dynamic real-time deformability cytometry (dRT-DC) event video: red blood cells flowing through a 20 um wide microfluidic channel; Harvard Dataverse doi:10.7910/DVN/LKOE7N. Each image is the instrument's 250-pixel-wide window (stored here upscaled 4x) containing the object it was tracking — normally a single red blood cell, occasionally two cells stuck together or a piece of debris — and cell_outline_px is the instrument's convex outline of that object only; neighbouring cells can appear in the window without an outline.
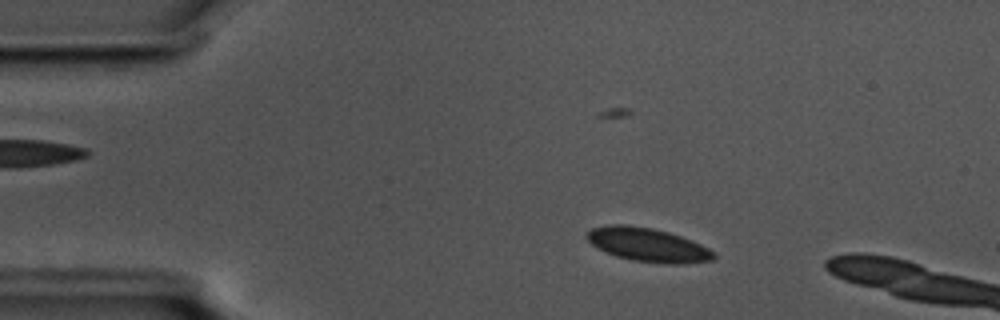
{"species": "common noctule bat (a hibernating species)", "species_latin": "Nyctalus noctula", "temperature_condition": "cold", "stored_images_in_passage": 14, "camera_frame_rate_fps": 3000, "um_per_image_px": 0.085, "animal": {"sex": "male", "body_mass_g": 17.5, "forearm_length_mm": 52.3}, "frame": {"image": 1, "passage_image": 8, "time_ms": 2.333, "image_size_px": [1000, 320], "cell_outline_px": [[716, 256], [712, 260], [676, 264], [668, 264], [632, 260], [616, 256], [592, 244], [584, 236], [592, 228], [608, 224], [628, 224], [652, 228], [668, 232], [692, 240], [708, 248]], "centroid_in_image_um": [55.04, 20.79], "position_along_channel_um": 30.0, "area_um2": 24.68}}